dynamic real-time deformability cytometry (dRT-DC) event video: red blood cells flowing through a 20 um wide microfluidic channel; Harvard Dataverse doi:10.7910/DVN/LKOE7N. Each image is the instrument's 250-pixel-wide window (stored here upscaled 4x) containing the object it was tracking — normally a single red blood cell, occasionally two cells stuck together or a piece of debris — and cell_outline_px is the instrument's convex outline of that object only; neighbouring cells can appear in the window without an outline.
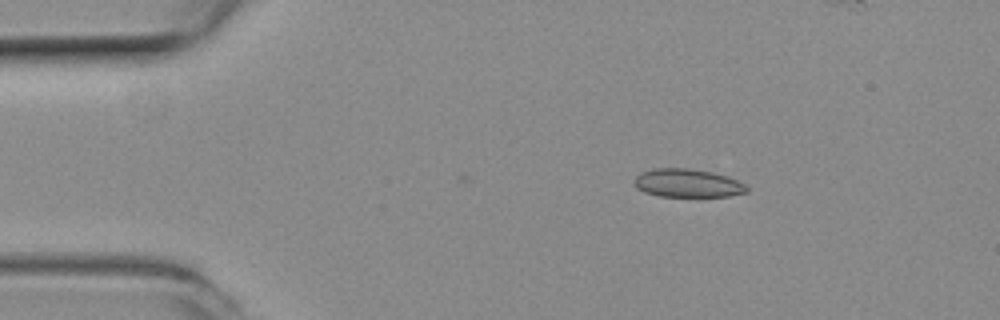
{"species": "common noctule bat (a hibernating species)", "species_latin": "Nyctalus noctula", "temperature_condition": "room temperature", "stored_images_in_passage": 4, "camera_frame_rate_fps": 3000, "um_per_image_px": 0.085, "animal": {"sex": "female", "body_mass_g": 19.3, "forearm_length_mm": 54.1}, "frame": {"image": 1, "passage_image": 4, "time_ms": 1.0, "image_size_px": [1000, 320], "cell_outline_px": [[748, 192], [728, 196], [660, 196], [644, 192], [636, 188], [632, 180], [640, 172], [652, 168], [688, 168], [712, 172], [728, 176], [744, 184], [748, 188]], "centroid_in_image_um": [58.4, 15.56], "position_along_channel_um": 26.6, "area_um2": 18.67}}